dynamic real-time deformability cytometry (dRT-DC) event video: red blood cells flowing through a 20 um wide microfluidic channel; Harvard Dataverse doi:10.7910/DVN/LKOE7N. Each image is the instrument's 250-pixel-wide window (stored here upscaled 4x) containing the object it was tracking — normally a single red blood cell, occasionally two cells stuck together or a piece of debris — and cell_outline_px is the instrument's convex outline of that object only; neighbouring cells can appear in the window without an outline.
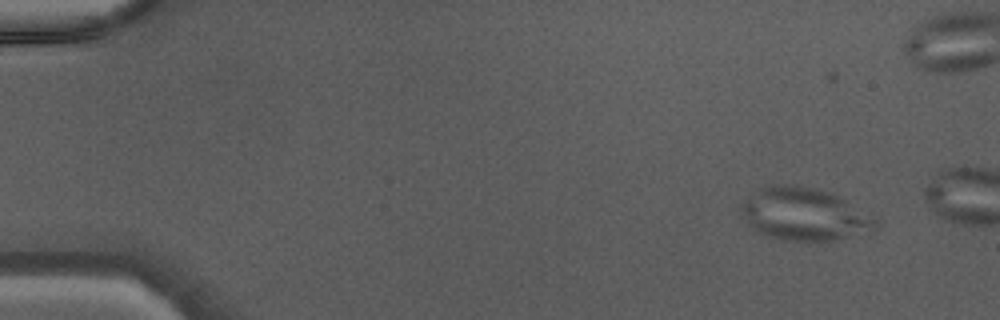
{"species": "Egyptian fruit bat (a non-hibernating species)", "species_latin": "Rousettus aegyptiacus", "temperature_condition": "warm", "stored_images_in_passage": 9, "camera_frame_rate_fps": 3000, "um_per_image_px": 0.085, "animal": {"sex": "male"}, "frame": {"image": 1, "passage_image": 2, "time_ms": 0.333, "image_size_px": [1000, 320], "cell_outline_px": [[880, 228], [832, 240], [780, 240], [756, 232], [748, 224], [740, 208], [740, 204], [752, 192], [760, 188], [788, 184], [808, 188], [824, 192], [836, 196], [876, 216], [880, 220]], "centroid_in_image_um": [68.36, 18.23], "position_along_channel_um": 16.6, "area_um2": 40.63}}